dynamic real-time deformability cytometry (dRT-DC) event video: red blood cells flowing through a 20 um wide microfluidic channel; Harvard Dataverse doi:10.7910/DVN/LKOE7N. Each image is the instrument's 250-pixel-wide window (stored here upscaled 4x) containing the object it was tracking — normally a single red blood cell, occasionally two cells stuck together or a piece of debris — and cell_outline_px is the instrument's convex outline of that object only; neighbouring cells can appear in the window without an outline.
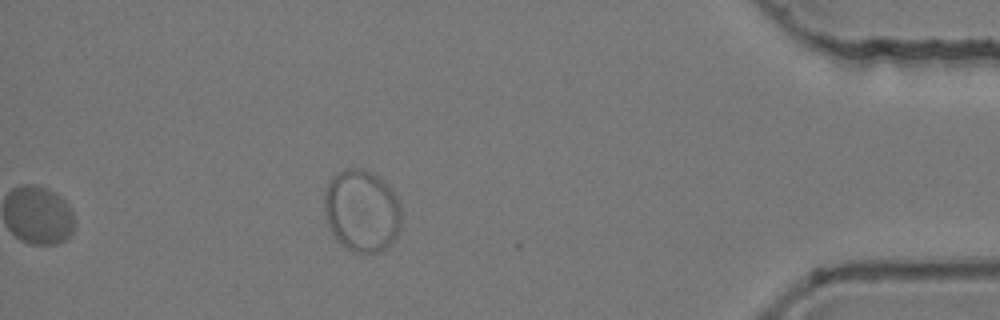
{"species": "common noctule bat (a hibernating species)", "species_latin": "Nyctalus noctula", "temperature_condition": "room temperature", "stored_images_in_passage": 37, "segment_of_instrument_passage": [2, 2], "camera_frame_rate_fps": 3000, "um_per_image_px": 0.085, "animal": {"sex": "female", "body_mass_g": 24.6, "forearm_length_mm": 56.2}, "frame": {"image": 1, "passage_image": 37, "time_ms": 12.0, "image_size_px": [1000, 320], "cell_outline_px": [[400, 224], [396, 236], [384, 248], [376, 252], [352, 252], [336, 240], [328, 224], [324, 208], [324, 196], [328, 184], [332, 176], [344, 168], [360, 168], [376, 176], [392, 192], [400, 208]], "centroid_in_image_um": [30.7, 17.92], "position_along_channel_um": 404.5, "area_um2": 36.13}}